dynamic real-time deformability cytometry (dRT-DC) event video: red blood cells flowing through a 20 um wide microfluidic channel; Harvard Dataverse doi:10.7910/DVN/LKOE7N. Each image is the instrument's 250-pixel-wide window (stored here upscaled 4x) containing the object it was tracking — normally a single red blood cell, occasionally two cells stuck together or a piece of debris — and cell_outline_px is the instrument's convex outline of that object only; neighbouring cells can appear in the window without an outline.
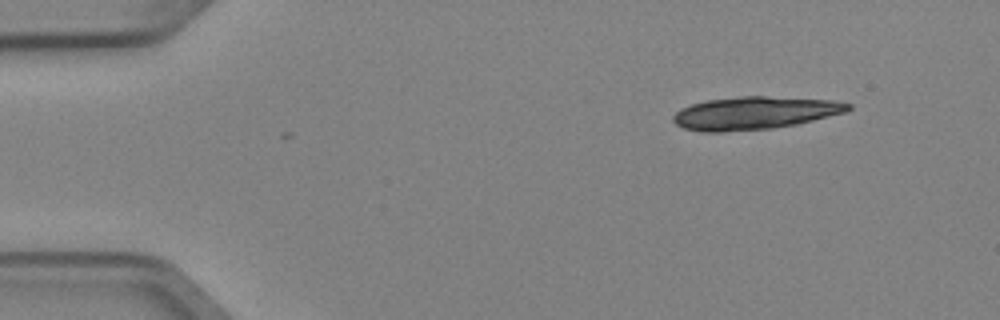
{"species": "Egyptian fruit bat (a non-hibernating species)", "species_latin": "Rousettus aegyptiacus", "temperature_condition": "cold", "stored_images_in_passage": 4, "camera_frame_rate_fps": 3000, "um_per_image_px": 0.085, "animal": {"sex": "female"}, "frame": {"image": 1, "passage_image": 1, "time_ms": 0.0, "image_size_px": [1000, 320], "cell_outline_px": [[852, 108], [844, 112], [796, 124], [772, 128], [724, 132], [704, 132], [684, 128], [676, 124], [672, 120], [672, 116], [680, 108], [692, 104], [708, 100], [740, 96], [764, 96], [832, 100], [852, 104]], "centroid_in_image_um": [64.1, 9.6], "position_along_channel_um": 20.9, "area_um2": 33.23}}
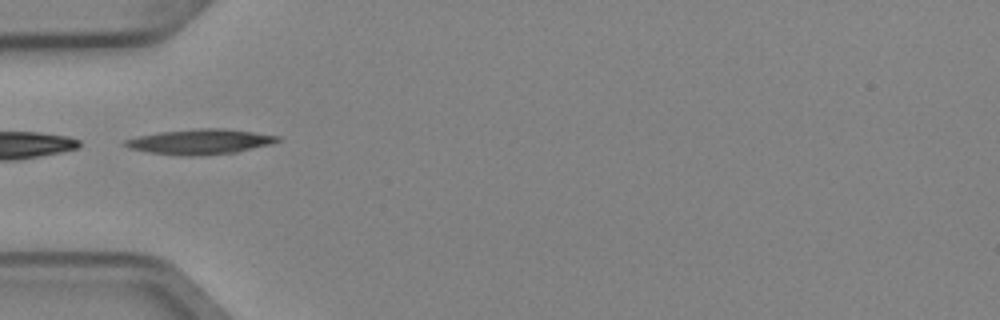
{"frame": {"image": 2, "passage_image": 4, "time_ms": 1.0, "image_size_px": [1000, 320], "cell_outline_px": [[280, 140], [272, 144], [236, 152], [192, 156], [180, 156], [148, 152], [128, 148], [120, 144], [124, 140], [156, 132], [200, 128], [224, 128], [280, 136]], "centroid_in_image_um": [16.97, 12.04], "position_along_channel_um": 68.0, "area_um2": 22.43}}